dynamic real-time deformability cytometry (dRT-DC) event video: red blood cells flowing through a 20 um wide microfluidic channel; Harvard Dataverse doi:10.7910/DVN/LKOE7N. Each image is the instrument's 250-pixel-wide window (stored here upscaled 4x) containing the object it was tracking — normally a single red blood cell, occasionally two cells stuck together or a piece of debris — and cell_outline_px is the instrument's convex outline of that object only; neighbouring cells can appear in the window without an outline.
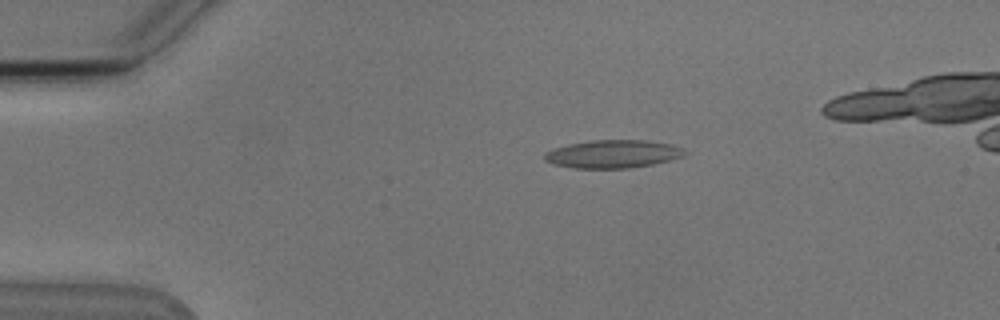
{"species": "Egyptian fruit bat (a non-hibernating species)", "species_latin": "Rousettus aegyptiacus", "temperature_condition": "cold", "stored_images_in_passage": 25, "camera_frame_rate_fps": 3000, "um_per_image_px": 0.085, "animal": {"sex": "male"}, "frame": {"image": 1, "passage_image": 1, "time_ms": 0.0, "image_size_px": [1000, 320], "cell_outline_px": [[688, 152], [684, 156], [652, 164], [628, 168], [572, 168], [552, 164], [544, 160], [544, 156], [548, 152], [556, 148], [568, 144], [592, 140], [648, 140], [672, 144], [684, 148]], "centroid_in_image_um": [52.14, 13.08], "position_along_channel_um": 32.9, "area_um2": 22.89}}